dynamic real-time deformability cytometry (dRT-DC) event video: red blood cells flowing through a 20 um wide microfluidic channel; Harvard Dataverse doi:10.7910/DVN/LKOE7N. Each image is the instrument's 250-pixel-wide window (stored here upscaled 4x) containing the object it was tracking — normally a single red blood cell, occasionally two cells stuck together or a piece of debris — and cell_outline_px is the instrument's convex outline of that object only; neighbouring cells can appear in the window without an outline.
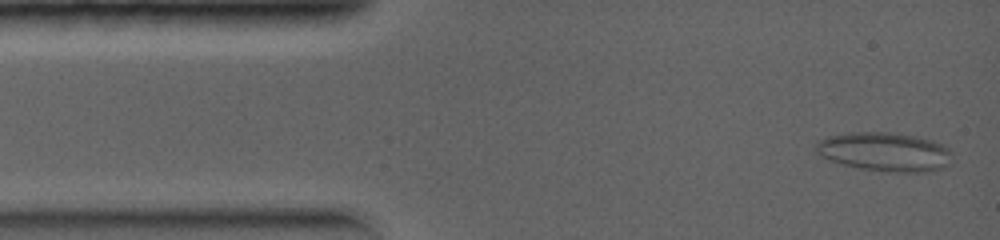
{"species": "common noctule bat (a hibernating species)", "species_latin": "Nyctalus noctula", "temperature_condition": "warm", "stored_images_in_passage": 3, "camera_frame_rate_fps": 5000, "um_per_image_px": 0.085, "animal": {"sex": "female", "body_mass_g": 19.0, "forearm_length_mm": 56.7}, "frame": {"image": 1, "passage_image": 1, "time_ms": 0.0, "image_size_px": [1000, 240], "cell_outline_px": [[948, 164], [944, 168], [932, 172], [896, 172], [860, 168], [828, 160], [820, 156], [816, 152], [816, 144], [820, 140], [828, 136], [848, 132], [888, 132], [916, 136], [932, 140], [948, 148]], "centroid_in_image_um": [75.17, 12.9], "position_along_channel_um": 9.8, "area_um2": 30.69}}